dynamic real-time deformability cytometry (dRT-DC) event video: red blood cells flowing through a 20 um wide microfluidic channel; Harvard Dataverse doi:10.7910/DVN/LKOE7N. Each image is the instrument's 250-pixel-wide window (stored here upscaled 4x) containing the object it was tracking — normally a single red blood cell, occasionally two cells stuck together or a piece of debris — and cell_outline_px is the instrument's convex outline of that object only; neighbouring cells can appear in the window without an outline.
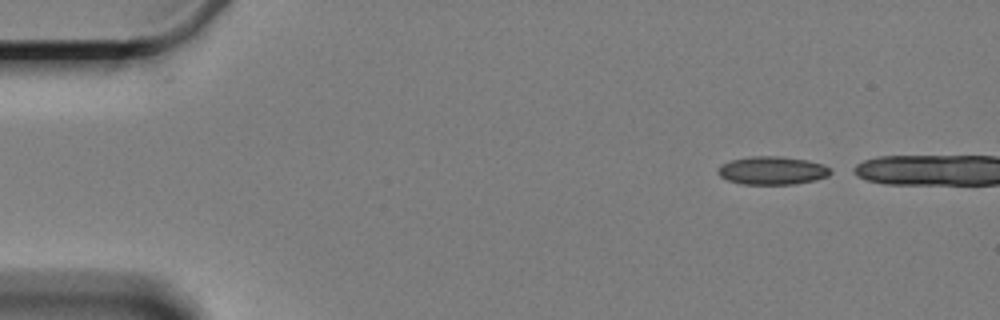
{"species": "Egyptian fruit bat (a non-hibernating species)", "species_latin": "Rousettus aegyptiacus", "temperature_condition": "cold", "stored_images_in_passage": 2, "camera_frame_rate_fps": 3000, "um_per_image_px": 0.085, "animal": {"sex": "female"}, "frame": {"image": 1, "passage_image": 1, "time_ms": 0.0, "image_size_px": [1000, 320], "cell_outline_px": [[836, 172], [828, 176], [816, 180], [796, 184], [744, 184], [728, 180], [720, 176], [716, 172], [716, 168], [720, 164], [732, 160], [752, 156], [776, 156], [808, 160], [824, 164], [832, 168]], "centroid_in_image_um": [65.69, 14.49], "position_along_channel_um": 19.3, "area_um2": 18.79}}